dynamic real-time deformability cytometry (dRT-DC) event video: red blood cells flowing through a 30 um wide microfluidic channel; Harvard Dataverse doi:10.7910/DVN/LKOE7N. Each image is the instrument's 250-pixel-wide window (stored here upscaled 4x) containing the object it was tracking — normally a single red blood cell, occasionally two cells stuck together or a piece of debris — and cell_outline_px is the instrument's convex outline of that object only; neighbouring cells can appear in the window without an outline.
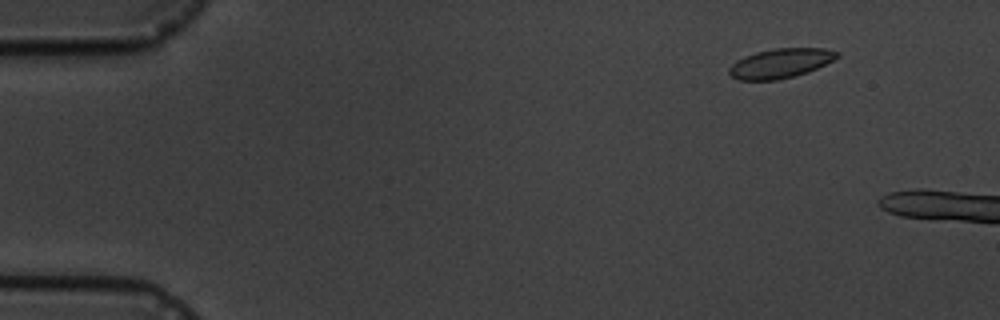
{"species": "common noctule bat (a hibernating species)", "species_latin": "Nyctalus noctula", "temperature_condition": "cold", "stored_images_in_passage": 7, "camera_frame_rate_fps": 3000, "um_per_image_px": 0.085, "animal": {"sex": "male", "body_mass_g": 19.5, "forearm_length_mm": 54.6}, "frame": {"image": 1, "passage_image": 3, "time_ms": 2.0, "image_size_px": [1000, 320], "cell_outline_px": [[840, 56], [808, 72], [776, 80], [740, 80], [732, 76], [728, 72], [728, 68], [732, 64], [744, 56], [756, 52], [772, 48], [824, 48], [840, 52]], "centroid_in_image_um": [66.33, 5.37], "position_along_channel_um": 18.7, "area_um2": 18.44}}